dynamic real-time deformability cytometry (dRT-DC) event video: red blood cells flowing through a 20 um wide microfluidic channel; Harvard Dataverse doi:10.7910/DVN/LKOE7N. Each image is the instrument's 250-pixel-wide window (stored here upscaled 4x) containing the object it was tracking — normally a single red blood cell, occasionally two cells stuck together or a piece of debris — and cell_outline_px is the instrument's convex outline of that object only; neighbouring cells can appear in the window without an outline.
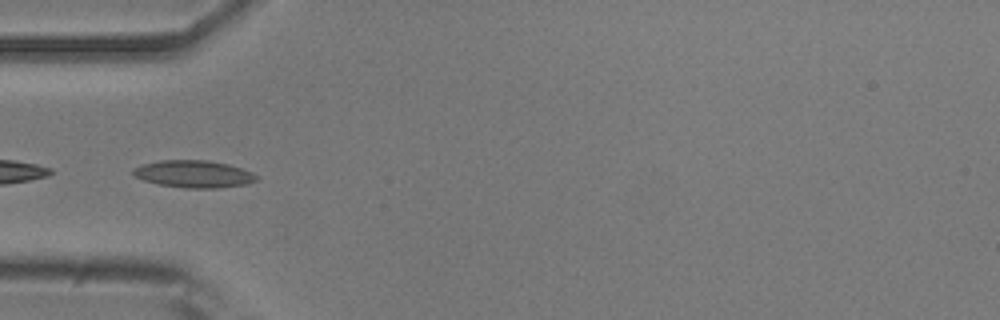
{"species": "common noctule bat (a hibernating species)", "species_latin": "Nyctalus noctula", "temperature_condition": "room temperature", "stored_images_in_passage": 51, "camera_frame_rate_fps": 3000, "um_per_image_px": 0.085, "animal": {"sex": "male", "body_mass_g": 20.5, "forearm_length_mm": 52.5}, "frame": {"image": 1, "passage_image": 15, "time_ms": 4.667, "image_size_px": [1000, 320], "cell_outline_px": [[256, 180], [248, 184], [216, 188], [184, 188], [160, 184], [144, 180], [136, 176], [132, 172], [132, 168], [140, 164], [160, 160], [208, 160], [228, 164], [252, 172], [256, 176]], "centroid_in_image_um": [16.44, 14.78], "position_along_channel_um": 68.6, "area_um2": 19.54}}
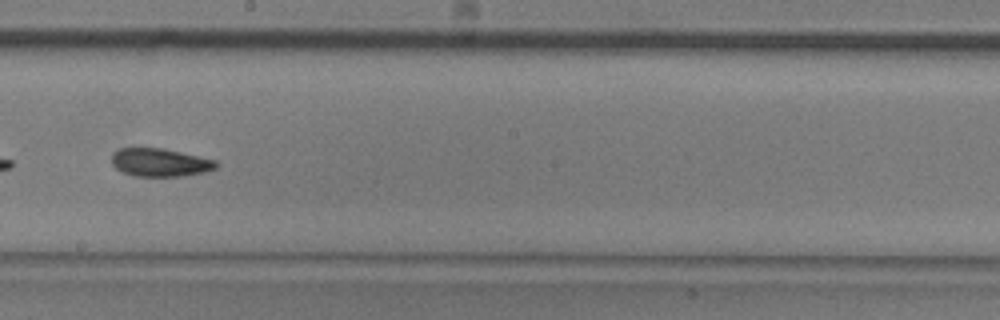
{"frame": {"image": 2, "passage_image": 28, "time_ms": 9.0, "image_size_px": [1000, 320], "cell_outline_px": [[220, 164], [216, 168], [204, 172], [184, 176], [132, 176], [120, 172], [112, 164], [112, 152], [120, 148], [164, 148], [216, 160]], "centroid_in_image_um": [13.59, 13.81], "position_along_channel_um": 234.6, "area_um2": 17.34}}
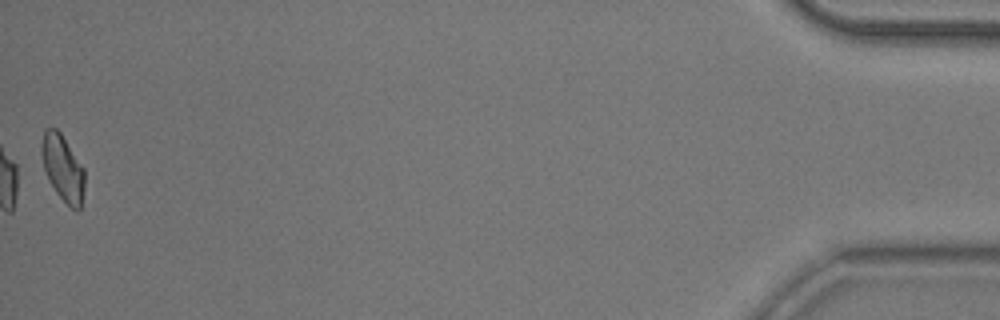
{"frame": {"image": 3, "passage_image": 51, "time_ms": 16.667, "image_size_px": [1000, 320], "cell_outline_px": [[84, 188], [80, 208], [76, 212], [56, 192], [48, 180], [44, 168], [40, 152], [40, 144], [44, 128], [56, 128], [60, 132], [84, 168]], "centroid_in_image_um": [5.31, 14.25], "position_along_channel_um": 429.9, "area_um2": 16.59}, "authors_computed_cell_mechanics": {"area_um2": 17.6868, "velocity_mm_per_s": 3.8081, "shape_relaxation_time_tau1_ms": 5.1559, "shape_relaxation_time_tau2_ms": 3.9195, "deformation_change_tau1": 0.1272, "deformation_change_tau2": 0.1061}}